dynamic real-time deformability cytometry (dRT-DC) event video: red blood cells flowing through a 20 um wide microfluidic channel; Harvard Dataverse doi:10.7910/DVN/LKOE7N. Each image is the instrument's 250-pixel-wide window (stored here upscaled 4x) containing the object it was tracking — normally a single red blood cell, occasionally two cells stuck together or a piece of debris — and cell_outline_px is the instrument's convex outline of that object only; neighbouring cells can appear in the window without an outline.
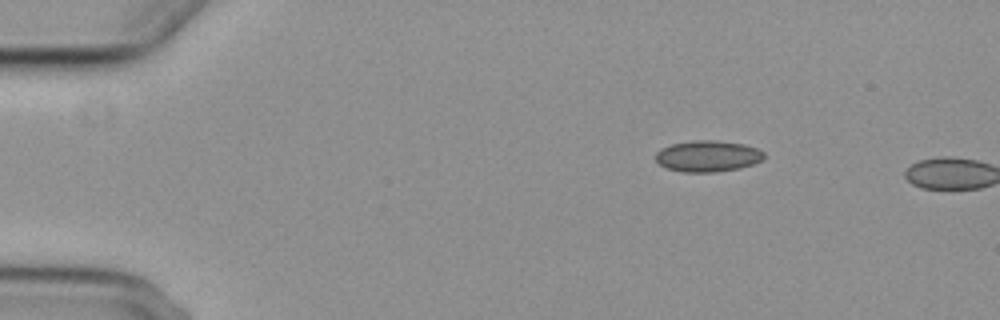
{"species": "common noctule bat (a hibernating species)", "species_latin": "Nyctalus noctula", "temperature_condition": "cold", "stored_images_in_passage": 2, "camera_frame_rate_fps": 3000, "um_per_image_px": 0.085, "animal": {"sex": "female", "body_mass_g": 29.2, "forearm_length_mm": 56.3}, "frame": {"image": 1, "passage_image": 1, "time_ms": 0.0, "image_size_px": [1000, 320], "cell_outline_px": [[764, 160], [740, 168], [716, 172], [684, 172], [668, 168], [660, 164], [656, 160], [656, 152], [660, 148], [672, 144], [692, 140], [716, 140], [744, 144], [756, 148], [764, 152]], "centroid_in_image_um": [60.17, 13.26], "position_along_channel_um": 24.8, "area_um2": 19.77}}